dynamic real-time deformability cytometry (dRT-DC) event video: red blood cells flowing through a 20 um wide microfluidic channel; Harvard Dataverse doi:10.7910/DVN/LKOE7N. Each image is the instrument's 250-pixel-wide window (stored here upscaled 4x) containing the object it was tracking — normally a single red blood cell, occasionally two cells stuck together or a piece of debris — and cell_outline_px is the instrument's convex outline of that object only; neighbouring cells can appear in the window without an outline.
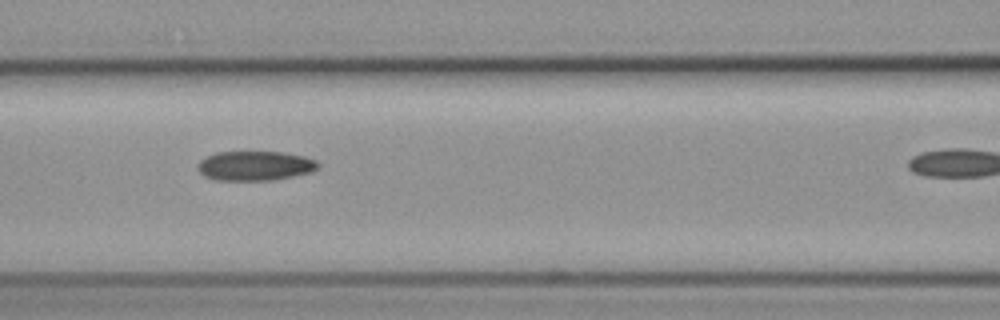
{"species": "common noctule bat (a hibernating species)", "species_latin": "Nyctalus noctula", "temperature_condition": "cold", "stored_images_in_passage": 4, "camera_frame_rate_fps": 3000, "um_per_image_px": 0.085, "animal": {"sex": "female", "body_mass_g": 19.3, "forearm_length_mm": 54.1}, "frame": {"image": 1, "passage_image": 3, "time_ms": 2.333, "image_size_px": [1000, 320], "cell_outline_px": [[320, 164], [312, 172], [272, 180], [216, 180], [204, 176], [196, 168], [200, 160], [216, 152], [284, 152], [304, 156], [316, 160]], "centroid_in_image_um": [21.67, 14.09], "position_along_channel_um": 144.9, "area_um2": 20.69}}